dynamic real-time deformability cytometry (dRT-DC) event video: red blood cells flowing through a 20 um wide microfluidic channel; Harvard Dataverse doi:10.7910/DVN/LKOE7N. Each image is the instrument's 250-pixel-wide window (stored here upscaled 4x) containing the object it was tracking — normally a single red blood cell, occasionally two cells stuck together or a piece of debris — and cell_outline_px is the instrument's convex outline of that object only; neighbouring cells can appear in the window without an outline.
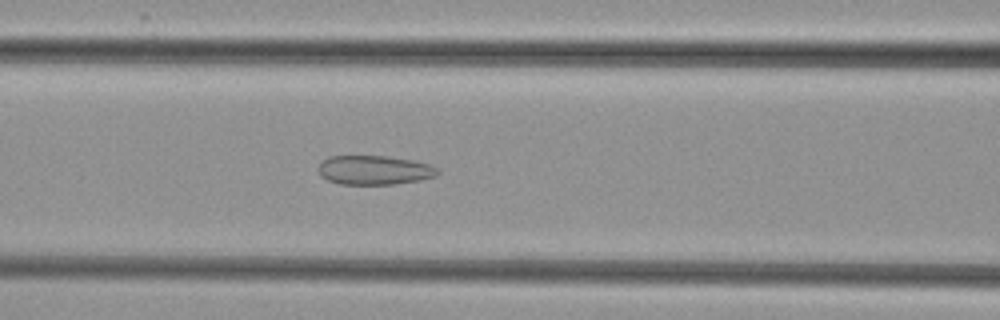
{"species": "common noctule bat (a hibernating species)", "species_latin": "Nyctalus noctula", "temperature_condition": "cold", "stored_images_in_passage": 35, "camera_frame_rate_fps": 3000, "um_per_image_px": 0.085, "animal": {"sex": "female", "body_mass_g": 29.2, "forearm_length_mm": 56.3}, "frame": {"image": 1, "passage_image": 14, "time_ms": 4.333, "image_size_px": [1000, 320], "cell_outline_px": [[440, 172], [436, 176], [420, 180], [396, 184], [340, 184], [328, 180], [320, 176], [320, 164], [328, 156], [384, 156], [412, 160], [428, 164], [440, 168]], "centroid_in_image_um": [31.86, 14.46], "position_along_channel_um": 134.7, "area_um2": 20.23}}
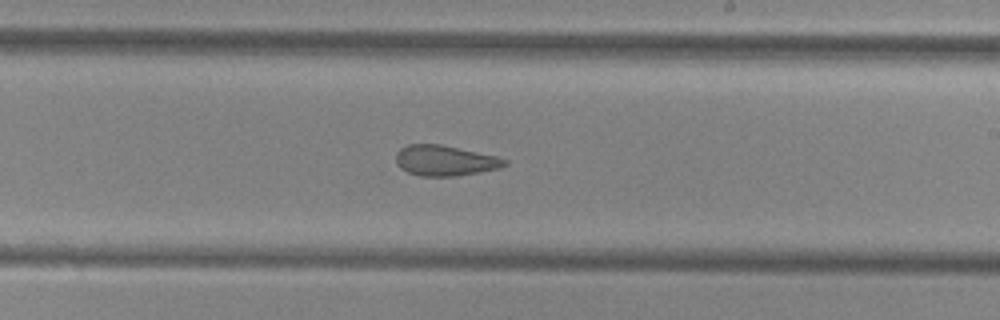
{"frame": {"image": 2, "passage_image": 23, "time_ms": 7.333, "image_size_px": [1000, 320], "cell_outline_px": [[508, 164], [500, 168], [480, 172], [456, 176], [420, 176], [408, 172], [400, 168], [396, 164], [396, 152], [400, 148], [408, 144], [440, 144], [496, 156], [508, 160]], "centroid_in_image_um": [37.81, 13.65], "position_along_channel_um": 251.2, "area_um2": 19.36}}
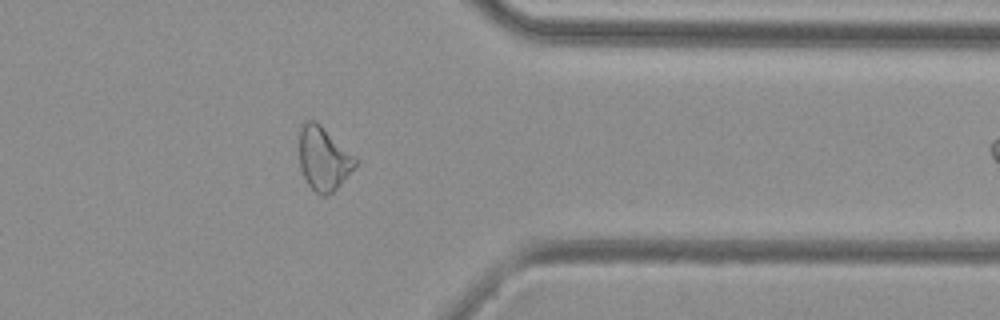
{"frame": {"image": 3, "passage_image": 34, "time_ms": 11.0, "image_size_px": [1000, 320], "cell_outline_px": [[360, 160], [340, 184], [328, 196], [320, 196], [308, 184], [300, 168], [300, 128], [308, 120], [316, 120], [356, 156]], "centroid_in_image_um": [27.52, 13.47], "position_along_channel_um": 383.9, "area_um2": 20.75}}